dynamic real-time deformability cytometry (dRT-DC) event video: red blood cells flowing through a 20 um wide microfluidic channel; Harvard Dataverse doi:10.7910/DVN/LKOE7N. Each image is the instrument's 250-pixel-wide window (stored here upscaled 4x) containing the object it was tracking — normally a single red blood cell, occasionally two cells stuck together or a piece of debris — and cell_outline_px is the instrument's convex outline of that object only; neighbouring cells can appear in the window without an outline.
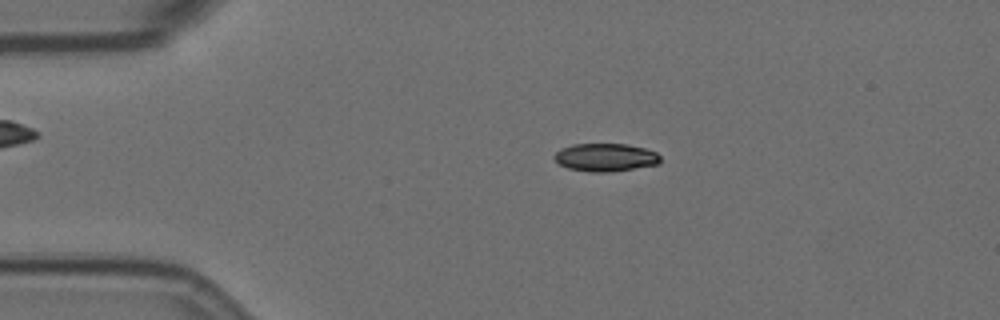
{"species": "Egyptian fruit bat (a non-hibernating species)", "species_latin": "Rousettus aegyptiacus", "temperature_condition": "room temperature", "stored_images_in_passage": 58, "camera_frame_rate_fps": 3000, "um_per_image_px": 0.085, "animal": {"sex": "female"}, "frame": {"image": 1, "passage_image": 12, "time_ms": 3.667, "image_size_px": [1000, 320], "cell_outline_px": [[660, 164], [612, 172], [588, 172], [568, 168], [560, 164], [552, 156], [560, 148], [572, 144], [628, 144], [644, 148], [656, 152], [660, 156]], "centroid_in_image_um": [51.47, 13.38], "position_along_channel_um": 33.5, "area_um2": 17.46}}
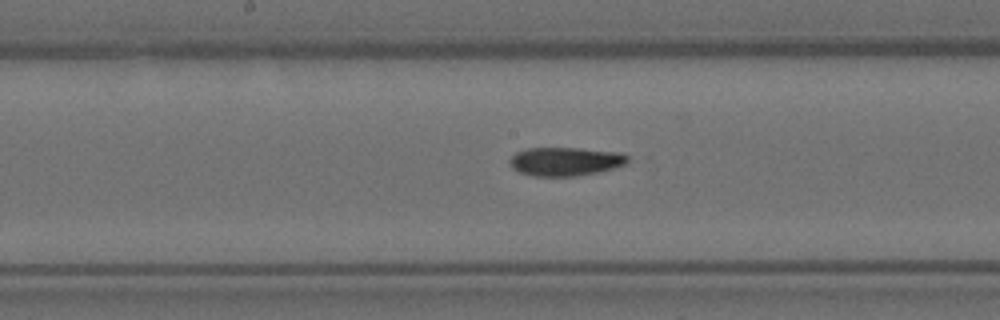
{"frame": {"image": 2, "passage_image": 30, "time_ms": 9.667, "image_size_px": [1000, 320], "cell_outline_px": [[628, 160], [624, 164], [612, 168], [596, 172], [576, 176], [532, 176], [520, 172], [512, 168], [508, 160], [516, 152], [528, 148], [580, 148], [620, 152], [628, 156]], "centroid_in_image_um": [48.02, 13.72], "position_along_channel_um": 200.2, "area_um2": 19.59}}
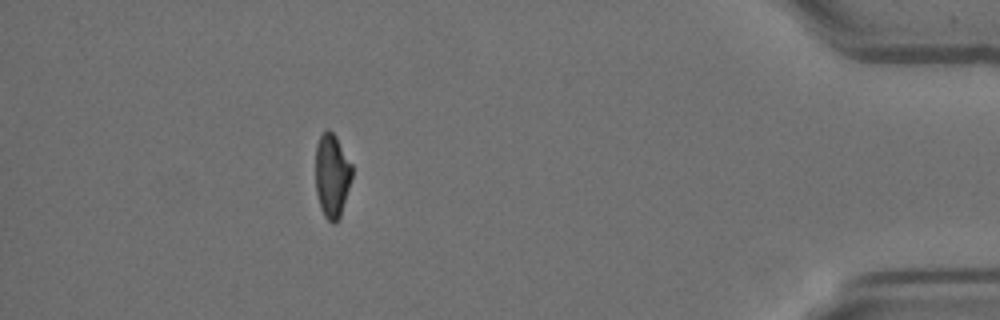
{"frame": {"image": 3, "passage_image": 52, "time_ms": 17.0, "image_size_px": [1000, 320], "cell_outline_px": [[352, 176], [340, 216], [336, 224], [332, 224], [324, 216], [320, 208], [316, 192], [316, 144], [320, 136], [328, 128], [336, 136], [352, 164]], "centroid_in_image_um": [28.21, 14.93], "position_along_channel_um": 407.0, "area_um2": 17.8}, "authors_computed_cell_mechanics": {"area_um2": 18.7561, "velocity_mm_per_s": 3.5385, "shape_relaxation_time_tau1_ms": 7.7277, "shape_relaxation_time_tau2_ms": 3.1587, "deformation_change_tau1": 0.1863, "deformation_change_tau2": 0.1093}}